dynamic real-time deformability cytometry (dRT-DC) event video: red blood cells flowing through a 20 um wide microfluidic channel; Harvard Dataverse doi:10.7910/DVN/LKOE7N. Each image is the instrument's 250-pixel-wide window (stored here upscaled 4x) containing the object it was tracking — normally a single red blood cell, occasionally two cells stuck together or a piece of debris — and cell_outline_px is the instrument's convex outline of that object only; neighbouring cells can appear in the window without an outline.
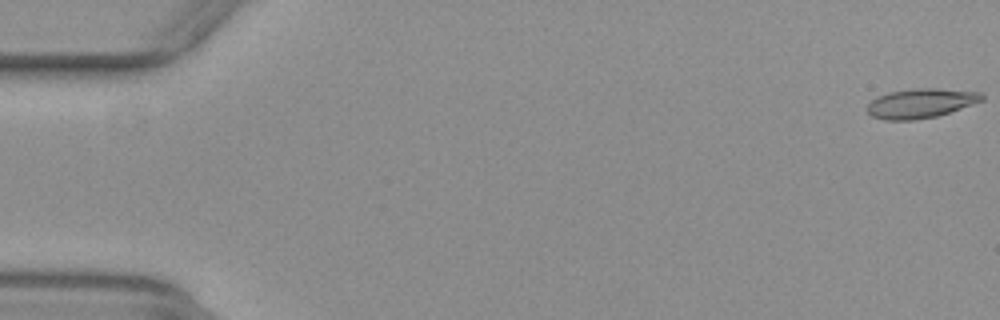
{"species": "common noctule bat (a hibernating species)", "species_latin": "Nyctalus noctula", "temperature_condition": "warm", "stored_images_in_passage": 54, "camera_frame_rate_fps": 3000, "um_per_image_px": 0.085, "animal": {"sex": "female", "body_mass_g": 29.2, "forearm_length_mm": 56.3}, "frame": {"image": 1, "passage_image": 1, "time_ms": 0.0, "image_size_px": [1000, 320], "cell_outline_px": [[984, 100], [936, 116], [916, 120], [884, 120], [872, 116], [868, 112], [868, 104], [876, 96], [888, 92], [916, 88], [936, 88], [980, 92], [984, 96]], "centroid_in_image_um": [78.24, 8.77], "position_along_channel_um": 6.8, "area_um2": 19.59}}
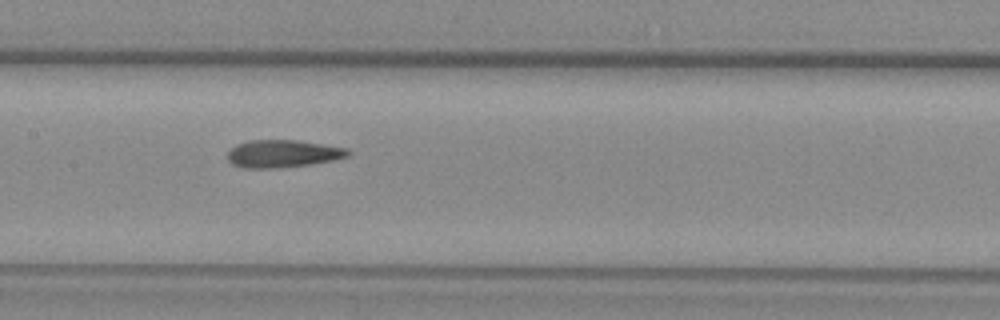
{"frame": {"image": 2, "passage_image": 27, "time_ms": 8.667, "image_size_px": [1000, 320], "cell_outline_px": [[352, 152], [348, 156], [332, 160], [312, 164], [280, 168], [244, 168], [232, 164], [228, 160], [228, 152], [236, 144], [248, 140], [296, 140], [348, 148]], "centroid_in_image_um": [24.04, 13.06], "position_along_channel_um": 183.4, "area_um2": 19.42}}
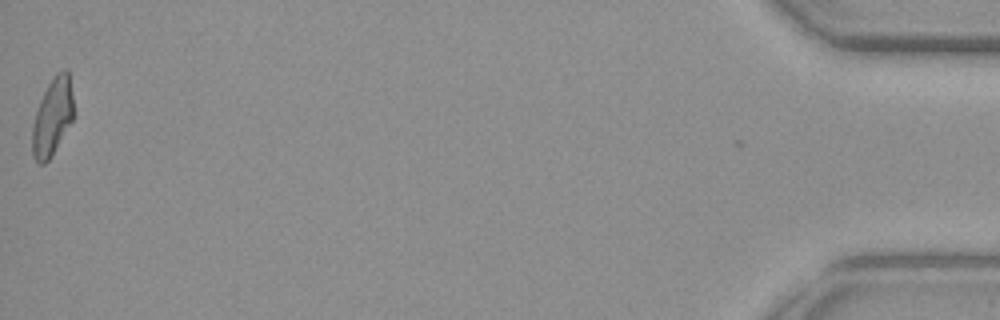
{"frame": {"image": 3, "passage_image": 54, "time_ms": 17.667, "image_size_px": [1000, 320], "cell_outline_px": [[72, 120], [48, 160], [44, 164], [40, 164], [32, 156], [32, 124], [40, 100], [52, 76], [56, 72], [64, 68], [68, 68], [72, 96]], "centroid_in_image_um": [4.43, 9.89], "position_along_channel_um": 430.8, "area_um2": 18.32}, "authors_computed_cell_mechanics": {"area_um2": 19.2185, "velocity_mm_per_s": 3.8959, "shape_relaxation_time_tau1_ms": 9.9659, "shape_relaxation_time_tau2_ms": 2.586, "deformation_change_tau1": 0.2275, "deformation_change_tau2": 0.1197}}